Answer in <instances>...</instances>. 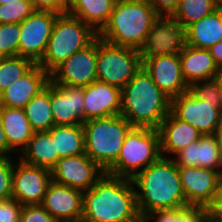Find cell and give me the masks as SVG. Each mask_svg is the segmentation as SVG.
I'll return each instance as SVG.
<instances>
[{"label": "cell", "mask_w": 222, "mask_h": 222, "mask_svg": "<svg viewBox=\"0 0 222 222\" xmlns=\"http://www.w3.org/2000/svg\"><path fill=\"white\" fill-rule=\"evenodd\" d=\"M170 111L171 99L143 68L121 89L120 115L133 127L158 129Z\"/></svg>", "instance_id": "277c9868"}, {"label": "cell", "mask_w": 222, "mask_h": 222, "mask_svg": "<svg viewBox=\"0 0 222 222\" xmlns=\"http://www.w3.org/2000/svg\"><path fill=\"white\" fill-rule=\"evenodd\" d=\"M17 161L12 173V199L21 205L41 204L52 182L51 170Z\"/></svg>", "instance_id": "7c38bea8"}, {"label": "cell", "mask_w": 222, "mask_h": 222, "mask_svg": "<svg viewBox=\"0 0 222 222\" xmlns=\"http://www.w3.org/2000/svg\"><path fill=\"white\" fill-rule=\"evenodd\" d=\"M36 64L23 56L0 57V94L27 74Z\"/></svg>", "instance_id": "f546056e"}, {"label": "cell", "mask_w": 222, "mask_h": 222, "mask_svg": "<svg viewBox=\"0 0 222 222\" xmlns=\"http://www.w3.org/2000/svg\"><path fill=\"white\" fill-rule=\"evenodd\" d=\"M209 51L217 66L222 67V40L209 48Z\"/></svg>", "instance_id": "7bdbcfd3"}, {"label": "cell", "mask_w": 222, "mask_h": 222, "mask_svg": "<svg viewBox=\"0 0 222 222\" xmlns=\"http://www.w3.org/2000/svg\"><path fill=\"white\" fill-rule=\"evenodd\" d=\"M155 11L166 21L176 10L179 0H147Z\"/></svg>", "instance_id": "74e56055"}, {"label": "cell", "mask_w": 222, "mask_h": 222, "mask_svg": "<svg viewBox=\"0 0 222 222\" xmlns=\"http://www.w3.org/2000/svg\"><path fill=\"white\" fill-rule=\"evenodd\" d=\"M82 124L85 154L106 172L117 160L133 126L122 115L91 119Z\"/></svg>", "instance_id": "5b68a950"}, {"label": "cell", "mask_w": 222, "mask_h": 222, "mask_svg": "<svg viewBox=\"0 0 222 222\" xmlns=\"http://www.w3.org/2000/svg\"><path fill=\"white\" fill-rule=\"evenodd\" d=\"M50 101L54 126L84 122V87L56 85L50 81Z\"/></svg>", "instance_id": "2e32d148"}, {"label": "cell", "mask_w": 222, "mask_h": 222, "mask_svg": "<svg viewBox=\"0 0 222 222\" xmlns=\"http://www.w3.org/2000/svg\"><path fill=\"white\" fill-rule=\"evenodd\" d=\"M204 222H222V220L216 219V218L212 217L210 214H208V216Z\"/></svg>", "instance_id": "7dc6e473"}, {"label": "cell", "mask_w": 222, "mask_h": 222, "mask_svg": "<svg viewBox=\"0 0 222 222\" xmlns=\"http://www.w3.org/2000/svg\"><path fill=\"white\" fill-rule=\"evenodd\" d=\"M35 10L31 0H17L0 4V24L22 23Z\"/></svg>", "instance_id": "4dcf8cb0"}, {"label": "cell", "mask_w": 222, "mask_h": 222, "mask_svg": "<svg viewBox=\"0 0 222 222\" xmlns=\"http://www.w3.org/2000/svg\"><path fill=\"white\" fill-rule=\"evenodd\" d=\"M160 157L158 129L133 127L125 137L117 160L105 173L132 179Z\"/></svg>", "instance_id": "ba28073f"}, {"label": "cell", "mask_w": 222, "mask_h": 222, "mask_svg": "<svg viewBox=\"0 0 222 222\" xmlns=\"http://www.w3.org/2000/svg\"><path fill=\"white\" fill-rule=\"evenodd\" d=\"M14 1H17V0H0V4H6L9 2H14Z\"/></svg>", "instance_id": "681fc988"}, {"label": "cell", "mask_w": 222, "mask_h": 222, "mask_svg": "<svg viewBox=\"0 0 222 222\" xmlns=\"http://www.w3.org/2000/svg\"><path fill=\"white\" fill-rule=\"evenodd\" d=\"M213 79L218 85V88L221 90L222 93V67H219L218 70L216 71Z\"/></svg>", "instance_id": "f6af8a7d"}, {"label": "cell", "mask_w": 222, "mask_h": 222, "mask_svg": "<svg viewBox=\"0 0 222 222\" xmlns=\"http://www.w3.org/2000/svg\"><path fill=\"white\" fill-rule=\"evenodd\" d=\"M161 156L172 158L181 149L198 141L203 135L192 125L179 119L172 111L159 128Z\"/></svg>", "instance_id": "ffe728a7"}, {"label": "cell", "mask_w": 222, "mask_h": 222, "mask_svg": "<svg viewBox=\"0 0 222 222\" xmlns=\"http://www.w3.org/2000/svg\"><path fill=\"white\" fill-rule=\"evenodd\" d=\"M19 159L28 165L51 170L60 159L59 154L55 153V139H52L51 133L35 131Z\"/></svg>", "instance_id": "484cf974"}, {"label": "cell", "mask_w": 222, "mask_h": 222, "mask_svg": "<svg viewBox=\"0 0 222 222\" xmlns=\"http://www.w3.org/2000/svg\"><path fill=\"white\" fill-rule=\"evenodd\" d=\"M0 119L8 146L21 153L35 132L24 109L0 107Z\"/></svg>", "instance_id": "cb8c5ba5"}, {"label": "cell", "mask_w": 222, "mask_h": 222, "mask_svg": "<svg viewBox=\"0 0 222 222\" xmlns=\"http://www.w3.org/2000/svg\"><path fill=\"white\" fill-rule=\"evenodd\" d=\"M178 38L186 45L209 49L222 40V26L218 14L203 17L201 20L188 26Z\"/></svg>", "instance_id": "d4e9b609"}, {"label": "cell", "mask_w": 222, "mask_h": 222, "mask_svg": "<svg viewBox=\"0 0 222 222\" xmlns=\"http://www.w3.org/2000/svg\"><path fill=\"white\" fill-rule=\"evenodd\" d=\"M121 89L96 80L84 87V122L120 115Z\"/></svg>", "instance_id": "ac0fdd59"}, {"label": "cell", "mask_w": 222, "mask_h": 222, "mask_svg": "<svg viewBox=\"0 0 222 222\" xmlns=\"http://www.w3.org/2000/svg\"><path fill=\"white\" fill-rule=\"evenodd\" d=\"M22 205L15 199L0 201V222H19Z\"/></svg>", "instance_id": "8d00e7d4"}, {"label": "cell", "mask_w": 222, "mask_h": 222, "mask_svg": "<svg viewBox=\"0 0 222 222\" xmlns=\"http://www.w3.org/2000/svg\"><path fill=\"white\" fill-rule=\"evenodd\" d=\"M14 151L8 146L0 119V157H11Z\"/></svg>", "instance_id": "b9f144b4"}, {"label": "cell", "mask_w": 222, "mask_h": 222, "mask_svg": "<svg viewBox=\"0 0 222 222\" xmlns=\"http://www.w3.org/2000/svg\"><path fill=\"white\" fill-rule=\"evenodd\" d=\"M171 111L202 135H213L222 121V111L198 99L189 90L171 100Z\"/></svg>", "instance_id": "5bb4252c"}, {"label": "cell", "mask_w": 222, "mask_h": 222, "mask_svg": "<svg viewBox=\"0 0 222 222\" xmlns=\"http://www.w3.org/2000/svg\"><path fill=\"white\" fill-rule=\"evenodd\" d=\"M68 222H90V221H87L84 218H80V219H76V220H72V221H68Z\"/></svg>", "instance_id": "c3c4849f"}, {"label": "cell", "mask_w": 222, "mask_h": 222, "mask_svg": "<svg viewBox=\"0 0 222 222\" xmlns=\"http://www.w3.org/2000/svg\"><path fill=\"white\" fill-rule=\"evenodd\" d=\"M36 10H51L64 14L67 12L68 0H31Z\"/></svg>", "instance_id": "f35d334b"}, {"label": "cell", "mask_w": 222, "mask_h": 222, "mask_svg": "<svg viewBox=\"0 0 222 222\" xmlns=\"http://www.w3.org/2000/svg\"><path fill=\"white\" fill-rule=\"evenodd\" d=\"M179 56L182 74L189 86L196 81L212 79L219 68L209 49L186 45L180 39Z\"/></svg>", "instance_id": "7402d4cb"}, {"label": "cell", "mask_w": 222, "mask_h": 222, "mask_svg": "<svg viewBox=\"0 0 222 222\" xmlns=\"http://www.w3.org/2000/svg\"><path fill=\"white\" fill-rule=\"evenodd\" d=\"M13 157H0V201L12 199Z\"/></svg>", "instance_id": "836d02e7"}, {"label": "cell", "mask_w": 222, "mask_h": 222, "mask_svg": "<svg viewBox=\"0 0 222 222\" xmlns=\"http://www.w3.org/2000/svg\"><path fill=\"white\" fill-rule=\"evenodd\" d=\"M189 91L198 99L209 102L222 111V93L213 78L193 82L189 86Z\"/></svg>", "instance_id": "1f68e13d"}, {"label": "cell", "mask_w": 222, "mask_h": 222, "mask_svg": "<svg viewBox=\"0 0 222 222\" xmlns=\"http://www.w3.org/2000/svg\"><path fill=\"white\" fill-rule=\"evenodd\" d=\"M217 0H179L173 14L165 21L168 38H177L188 26L212 14Z\"/></svg>", "instance_id": "603a6c76"}, {"label": "cell", "mask_w": 222, "mask_h": 222, "mask_svg": "<svg viewBox=\"0 0 222 222\" xmlns=\"http://www.w3.org/2000/svg\"><path fill=\"white\" fill-rule=\"evenodd\" d=\"M20 23L0 24V57L18 55Z\"/></svg>", "instance_id": "d6a6232c"}, {"label": "cell", "mask_w": 222, "mask_h": 222, "mask_svg": "<svg viewBox=\"0 0 222 222\" xmlns=\"http://www.w3.org/2000/svg\"><path fill=\"white\" fill-rule=\"evenodd\" d=\"M26 117L34 131H49L54 126L50 101V80L24 107Z\"/></svg>", "instance_id": "f1b7e54d"}, {"label": "cell", "mask_w": 222, "mask_h": 222, "mask_svg": "<svg viewBox=\"0 0 222 222\" xmlns=\"http://www.w3.org/2000/svg\"><path fill=\"white\" fill-rule=\"evenodd\" d=\"M59 15L51 10H35L20 23L18 55L38 64L46 52L54 23Z\"/></svg>", "instance_id": "30bf717a"}, {"label": "cell", "mask_w": 222, "mask_h": 222, "mask_svg": "<svg viewBox=\"0 0 222 222\" xmlns=\"http://www.w3.org/2000/svg\"><path fill=\"white\" fill-rule=\"evenodd\" d=\"M19 222H57L40 204L22 205Z\"/></svg>", "instance_id": "e575fe53"}, {"label": "cell", "mask_w": 222, "mask_h": 222, "mask_svg": "<svg viewBox=\"0 0 222 222\" xmlns=\"http://www.w3.org/2000/svg\"><path fill=\"white\" fill-rule=\"evenodd\" d=\"M177 222V209L155 210L147 214L143 222Z\"/></svg>", "instance_id": "ab89813d"}, {"label": "cell", "mask_w": 222, "mask_h": 222, "mask_svg": "<svg viewBox=\"0 0 222 222\" xmlns=\"http://www.w3.org/2000/svg\"><path fill=\"white\" fill-rule=\"evenodd\" d=\"M142 68V52L108 44L97 36L96 77L122 89Z\"/></svg>", "instance_id": "9c48e42d"}, {"label": "cell", "mask_w": 222, "mask_h": 222, "mask_svg": "<svg viewBox=\"0 0 222 222\" xmlns=\"http://www.w3.org/2000/svg\"><path fill=\"white\" fill-rule=\"evenodd\" d=\"M49 132L52 139H55V153L60 158L85 153L83 124L56 125Z\"/></svg>", "instance_id": "83f0119b"}, {"label": "cell", "mask_w": 222, "mask_h": 222, "mask_svg": "<svg viewBox=\"0 0 222 222\" xmlns=\"http://www.w3.org/2000/svg\"><path fill=\"white\" fill-rule=\"evenodd\" d=\"M142 68L171 100L189 90L182 74L178 37L142 52Z\"/></svg>", "instance_id": "8992f818"}, {"label": "cell", "mask_w": 222, "mask_h": 222, "mask_svg": "<svg viewBox=\"0 0 222 222\" xmlns=\"http://www.w3.org/2000/svg\"><path fill=\"white\" fill-rule=\"evenodd\" d=\"M117 0H68V14L82 20L97 34L107 24Z\"/></svg>", "instance_id": "4316f807"}, {"label": "cell", "mask_w": 222, "mask_h": 222, "mask_svg": "<svg viewBox=\"0 0 222 222\" xmlns=\"http://www.w3.org/2000/svg\"><path fill=\"white\" fill-rule=\"evenodd\" d=\"M83 191L51 182L40 204L57 222L82 218Z\"/></svg>", "instance_id": "e0dca14e"}, {"label": "cell", "mask_w": 222, "mask_h": 222, "mask_svg": "<svg viewBox=\"0 0 222 222\" xmlns=\"http://www.w3.org/2000/svg\"><path fill=\"white\" fill-rule=\"evenodd\" d=\"M98 36L108 44L140 52L168 38L165 20L147 0H117Z\"/></svg>", "instance_id": "6da1fadb"}, {"label": "cell", "mask_w": 222, "mask_h": 222, "mask_svg": "<svg viewBox=\"0 0 222 222\" xmlns=\"http://www.w3.org/2000/svg\"><path fill=\"white\" fill-rule=\"evenodd\" d=\"M209 214L219 220H222V181L219 185L214 203L208 208Z\"/></svg>", "instance_id": "60d3db41"}, {"label": "cell", "mask_w": 222, "mask_h": 222, "mask_svg": "<svg viewBox=\"0 0 222 222\" xmlns=\"http://www.w3.org/2000/svg\"><path fill=\"white\" fill-rule=\"evenodd\" d=\"M49 80V74L36 64L25 76L0 94V107L24 109L45 88Z\"/></svg>", "instance_id": "d6986e66"}, {"label": "cell", "mask_w": 222, "mask_h": 222, "mask_svg": "<svg viewBox=\"0 0 222 222\" xmlns=\"http://www.w3.org/2000/svg\"><path fill=\"white\" fill-rule=\"evenodd\" d=\"M217 6H222V0H217Z\"/></svg>", "instance_id": "f907efd6"}, {"label": "cell", "mask_w": 222, "mask_h": 222, "mask_svg": "<svg viewBox=\"0 0 222 222\" xmlns=\"http://www.w3.org/2000/svg\"><path fill=\"white\" fill-rule=\"evenodd\" d=\"M82 218L90 222H142L129 178L104 175L83 191Z\"/></svg>", "instance_id": "7a4b0ae2"}, {"label": "cell", "mask_w": 222, "mask_h": 222, "mask_svg": "<svg viewBox=\"0 0 222 222\" xmlns=\"http://www.w3.org/2000/svg\"><path fill=\"white\" fill-rule=\"evenodd\" d=\"M180 182L189 206L207 209L214 203L222 175L212 169L179 167Z\"/></svg>", "instance_id": "9a60e30c"}, {"label": "cell", "mask_w": 222, "mask_h": 222, "mask_svg": "<svg viewBox=\"0 0 222 222\" xmlns=\"http://www.w3.org/2000/svg\"><path fill=\"white\" fill-rule=\"evenodd\" d=\"M209 214L206 207L188 206L177 209V222H204Z\"/></svg>", "instance_id": "d590c367"}, {"label": "cell", "mask_w": 222, "mask_h": 222, "mask_svg": "<svg viewBox=\"0 0 222 222\" xmlns=\"http://www.w3.org/2000/svg\"><path fill=\"white\" fill-rule=\"evenodd\" d=\"M104 173L85 153L61 157L51 169L52 182L80 191L91 189Z\"/></svg>", "instance_id": "4fadbf2b"}, {"label": "cell", "mask_w": 222, "mask_h": 222, "mask_svg": "<svg viewBox=\"0 0 222 222\" xmlns=\"http://www.w3.org/2000/svg\"><path fill=\"white\" fill-rule=\"evenodd\" d=\"M131 180L135 187L138 211L142 219L155 210L189 206L180 182L179 167L172 158L161 156Z\"/></svg>", "instance_id": "3957f363"}, {"label": "cell", "mask_w": 222, "mask_h": 222, "mask_svg": "<svg viewBox=\"0 0 222 222\" xmlns=\"http://www.w3.org/2000/svg\"><path fill=\"white\" fill-rule=\"evenodd\" d=\"M98 34L82 20L60 14L54 23L46 52L38 63L48 74L76 51L89 45Z\"/></svg>", "instance_id": "52a82bcc"}, {"label": "cell", "mask_w": 222, "mask_h": 222, "mask_svg": "<svg viewBox=\"0 0 222 222\" xmlns=\"http://www.w3.org/2000/svg\"><path fill=\"white\" fill-rule=\"evenodd\" d=\"M215 12L218 14L222 26V6H216Z\"/></svg>", "instance_id": "bcb514c9"}, {"label": "cell", "mask_w": 222, "mask_h": 222, "mask_svg": "<svg viewBox=\"0 0 222 222\" xmlns=\"http://www.w3.org/2000/svg\"><path fill=\"white\" fill-rule=\"evenodd\" d=\"M172 159L178 167H201L222 175V159L213 135H203L181 149Z\"/></svg>", "instance_id": "44dd1931"}, {"label": "cell", "mask_w": 222, "mask_h": 222, "mask_svg": "<svg viewBox=\"0 0 222 222\" xmlns=\"http://www.w3.org/2000/svg\"><path fill=\"white\" fill-rule=\"evenodd\" d=\"M97 37L85 48L73 53L50 74L53 84L85 87L97 80Z\"/></svg>", "instance_id": "8fae6325"}, {"label": "cell", "mask_w": 222, "mask_h": 222, "mask_svg": "<svg viewBox=\"0 0 222 222\" xmlns=\"http://www.w3.org/2000/svg\"><path fill=\"white\" fill-rule=\"evenodd\" d=\"M213 136L216 140L217 147H218V150H219V154H220V157L222 159V121L220 122V124L215 129V131L213 133Z\"/></svg>", "instance_id": "ee69618b"}]
</instances>
